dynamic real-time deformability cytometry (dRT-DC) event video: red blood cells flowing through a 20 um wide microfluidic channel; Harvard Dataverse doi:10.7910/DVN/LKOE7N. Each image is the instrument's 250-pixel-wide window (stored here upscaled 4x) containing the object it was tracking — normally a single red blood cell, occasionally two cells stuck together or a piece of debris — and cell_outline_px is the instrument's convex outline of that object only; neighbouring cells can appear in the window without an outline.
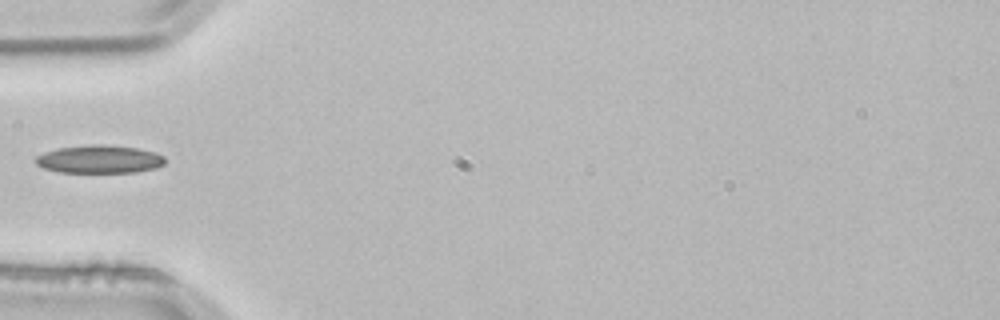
{"species": "common noctule bat (a hibernating species)", "species_latin": "Nyctalus noctula", "temperature_condition": "room temperature", "stored_images_in_passage": 3, "camera_frame_rate_fps": 3000, "um_per_image_px": 0.085, "animal": {"sex": "male", "body_mass_g": 21.5, "forearm_length_mm": 52.0}, "frame": {"image": 1, "passage_image": 3, "time_ms": 0.667, "image_size_px": [1000, 320], "cell_outline_px": [[164, 164], [156, 168], [136, 172], [60, 172], [44, 168], [36, 164], [36, 156], [44, 152], [60, 148], [92, 144], [100, 144], [136, 148], [156, 152], [164, 156]], "centroid_in_image_um": [8.47, 13.53], "position_along_channel_um": 76.5, "area_um2": 20.98}}